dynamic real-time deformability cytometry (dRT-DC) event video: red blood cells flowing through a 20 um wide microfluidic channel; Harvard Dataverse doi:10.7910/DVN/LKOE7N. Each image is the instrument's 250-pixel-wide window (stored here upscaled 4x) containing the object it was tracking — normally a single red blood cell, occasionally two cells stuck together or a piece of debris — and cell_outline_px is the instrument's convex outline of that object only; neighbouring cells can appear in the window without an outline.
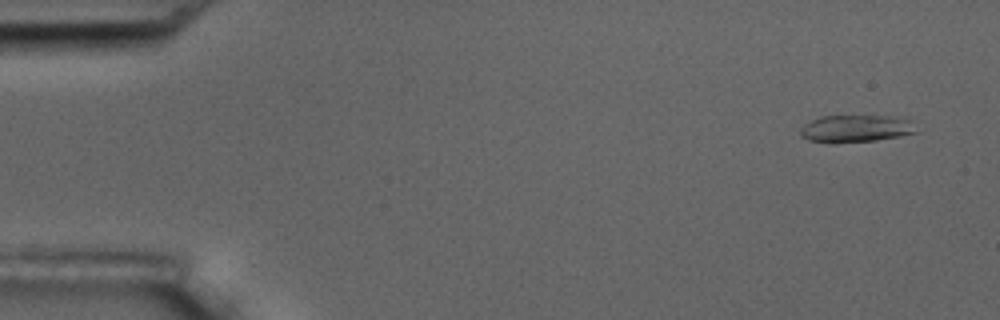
{"species": "common noctule bat (a hibernating species)", "species_latin": "Nyctalus noctula", "temperature_condition": "room temperature", "stored_images_in_passage": 6, "camera_frame_rate_fps": 3000, "um_per_image_px": 0.085, "animal": {"sex": "male", "body_mass_g": 17.5, "forearm_length_mm": 52.3}, "frame": {"image": 1, "passage_image": 1, "time_ms": 0.0, "image_size_px": [1000, 320], "cell_outline_px": [[920, 132], [900, 136], [876, 140], [836, 144], [832, 144], [808, 140], [800, 136], [800, 128], [804, 124], [820, 116], [908, 116]], "centroid_in_image_um": [72.79, 10.93], "position_along_channel_um": 12.2, "area_um2": 19.07}}
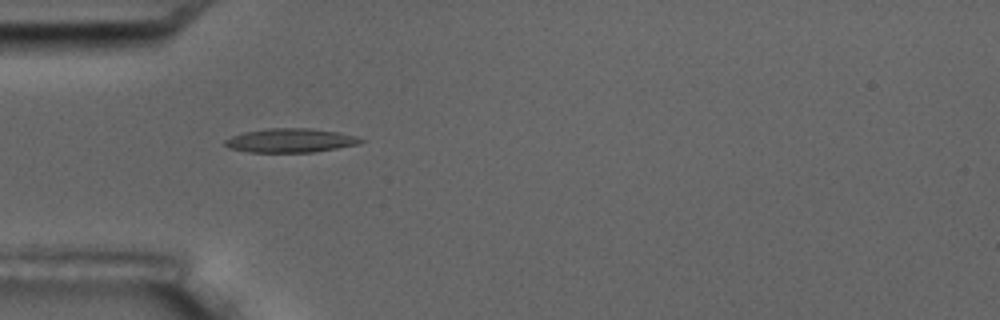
{"frame": {"image": 2, "passage_image": 5, "time_ms": 4.667, "image_size_px": [1000, 320], "cell_outline_px": [[364, 140], [356, 144], [336, 148], [312, 152], [248, 152], [228, 148], [224, 144], [224, 140], [232, 136], [244, 132], [268, 128], [308, 128], [336, 132], [356, 136]], "centroid_in_image_um": [24.62, 11.94], "position_along_channel_um": 60.4, "area_um2": 18.73}}